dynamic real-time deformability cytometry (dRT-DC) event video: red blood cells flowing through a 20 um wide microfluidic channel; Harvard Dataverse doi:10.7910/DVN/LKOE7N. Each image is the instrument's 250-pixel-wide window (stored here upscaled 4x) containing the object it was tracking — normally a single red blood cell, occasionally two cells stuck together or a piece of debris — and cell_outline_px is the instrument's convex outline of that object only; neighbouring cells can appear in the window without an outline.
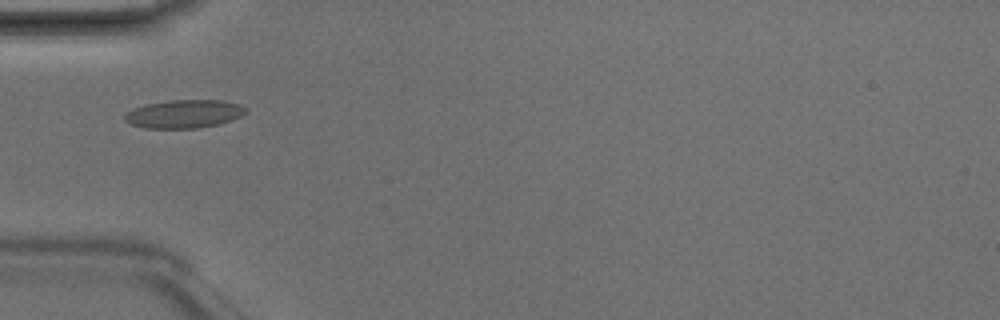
{"species": "Egyptian fruit bat (a non-hibernating species)", "species_latin": "Rousettus aegyptiacus", "temperature_condition": "room temperature", "stored_images_in_passage": 5, "camera_frame_rate_fps": 3000, "um_per_image_px": 0.085, "animal": {"sex": "male"}, "frame": {"image": 1, "passage_image": 5, "time_ms": 1.333, "image_size_px": [1000, 320], "cell_outline_px": [[248, 112], [240, 116], [216, 124], [200, 128], [144, 128], [132, 124], [124, 120], [124, 112], [132, 108], [144, 104], [172, 100], [220, 100], [240, 104]], "centroid_in_image_um": [15.58, 9.67], "position_along_channel_um": 69.4, "area_um2": 19.88}}